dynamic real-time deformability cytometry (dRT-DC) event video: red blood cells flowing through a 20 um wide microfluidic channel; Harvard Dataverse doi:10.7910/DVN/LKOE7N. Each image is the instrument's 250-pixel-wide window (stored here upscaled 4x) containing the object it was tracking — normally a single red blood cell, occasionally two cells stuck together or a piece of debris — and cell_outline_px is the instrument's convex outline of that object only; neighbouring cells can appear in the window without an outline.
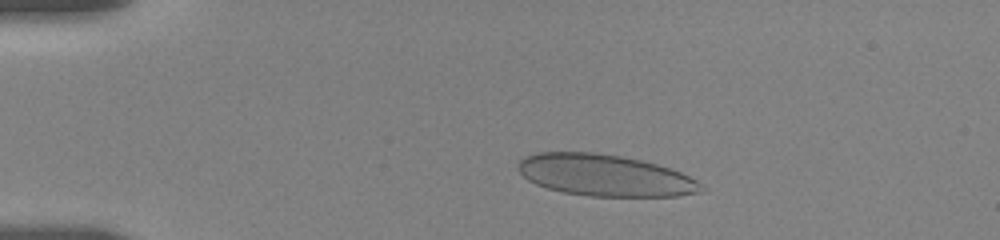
{"species": "human", "species_latin": "Homo sapiens", "temperature_condition": "room temperature", "stored_images_in_passage": 47, "camera_frame_rate_fps": 3000, "um_per_image_px": 0.085, "donor": {"sex": "female"}, "frame": {"image": 1, "passage_image": 10, "time_ms": 3.0, "image_size_px": [1000, 240], "cell_outline_px": [[708, 188], [700, 192], [676, 196], [588, 196], [564, 192], [548, 188], [536, 184], [528, 180], [516, 168], [516, 164], [524, 156], [536, 152], [592, 152], [620, 156], [640, 160], [672, 168], [696, 180]], "centroid_in_image_um": [51.4, 14.9], "position_along_channel_um": 33.6, "area_um2": 44.45}}
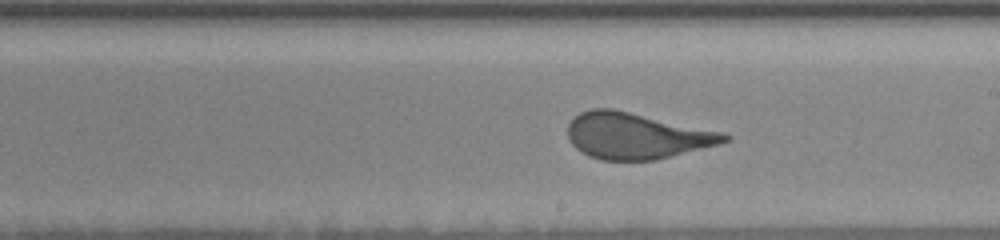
{"frame": {"image": 2, "passage_image": 31, "time_ms": 10.0, "image_size_px": [1000, 240], "cell_outline_px": [[732, 136], [728, 140], [720, 144], [656, 160], [600, 160], [588, 156], [580, 152], [568, 140], [568, 124], [580, 112], [592, 108], [612, 108], [724, 132]], "centroid_in_image_um": [54.09, 11.55], "position_along_channel_um": 234.9, "area_um2": 42.25}}
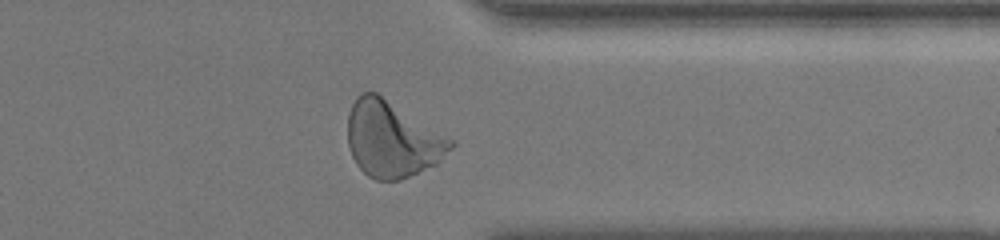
{"frame": {"image": 3, "passage_image": 43, "time_ms": 14.0, "image_size_px": [1000, 240], "cell_outline_px": [[456, 144], [436, 164], [400, 180], [376, 180], [368, 176], [356, 164], [352, 156], [348, 144], [348, 112], [356, 96], [360, 92], [376, 92], [456, 140]], "centroid_in_image_um": [33.34, 11.82], "position_along_channel_um": 378.1, "area_um2": 45.78}, "authors_computed_cell_mechanics": {"area_um2": 43.8702, "velocity_mm_per_s": 3.6374, "shape_relaxation_time_tau1_ms": 6.5075, "shape_relaxation_time_tau2_ms": null, "deformation_change_tau1": 0.1918, "deformation_change_tau2": null}}